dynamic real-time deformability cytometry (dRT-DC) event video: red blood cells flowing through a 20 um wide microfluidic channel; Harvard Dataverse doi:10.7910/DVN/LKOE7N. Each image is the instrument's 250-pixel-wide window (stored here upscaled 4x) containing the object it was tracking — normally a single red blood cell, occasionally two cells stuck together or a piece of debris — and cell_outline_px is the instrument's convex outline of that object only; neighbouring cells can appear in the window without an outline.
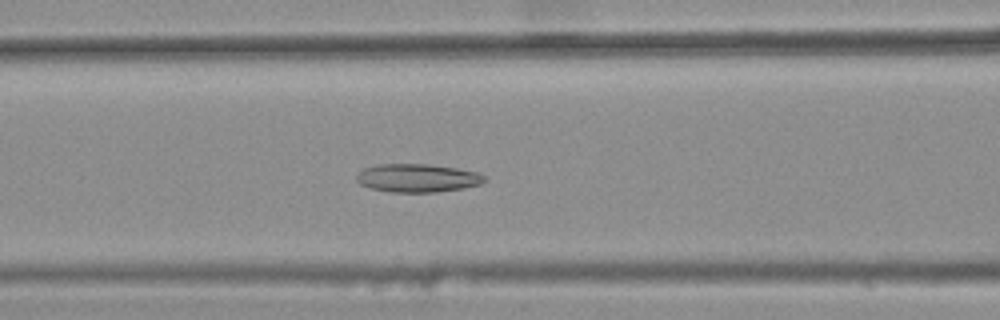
{"species": "common noctule bat (a hibernating species)", "species_latin": "Nyctalus noctula", "temperature_condition": "warm", "stored_images_in_passage": 33, "camera_frame_rate_fps": 3000, "um_per_image_px": 0.085, "animal": {"sex": "female", "body_mass_g": 25.1}, "frame": {"image": 1, "passage_image": 11, "time_ms": 3.333, "image_size_px": [1000, 320], "cell_outline_px": [[488, 180], [480, 184], [464, 188], [436, 192], [388, 192], [368, 188], [360, 184], [356, 180], [356, 176], [364, 168], [380, 164], [428, 164], [456, 168], [476, 172], [484, 176]], "centroid_in_image_um": [35.47, 15.14], "position_along_channel_um": 131.1, "area_um2": 21.15}}
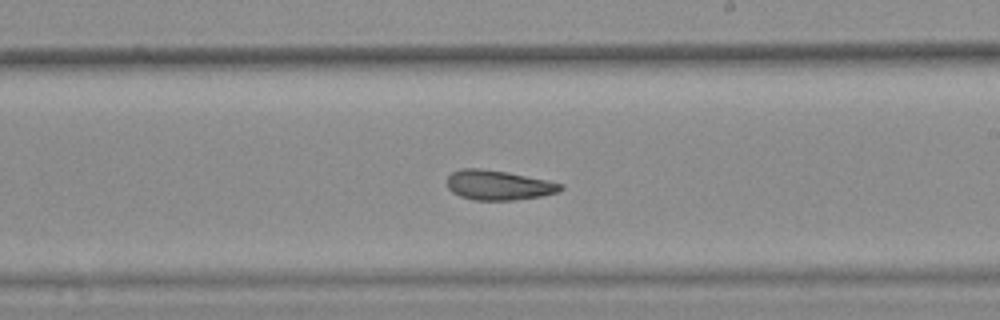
{"frame": {"image": 2, "passage_image": 20, "time_ms": 6.333, "image_size_px": [1000, 320], "cell_outline_px": [[564, 188], [560, 192], [540, 196], [512, 200], [476, 200], [460, 196], [452, 192], [448, 188], [448, 176], [452, 172], [460, 168], [480, 168], [508, 172], [548, 180], [564, 184]], "centroid_in_image_um": [42.39, 15.73], "position_along_channel_um": 246.6, "area_um2": 19.77}}
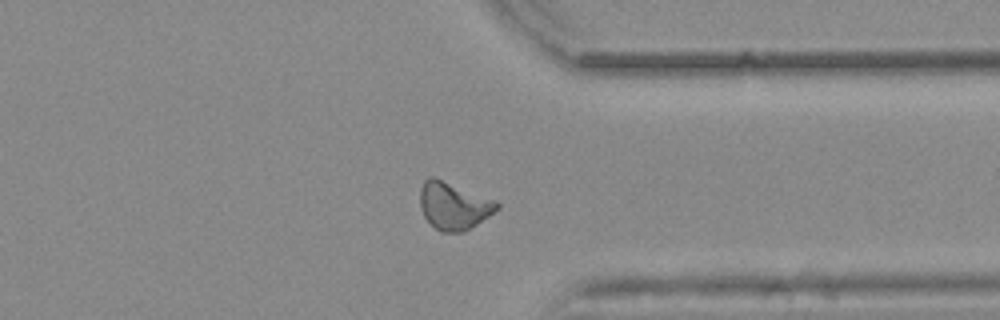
{"frame": {"image": 3, "passage_image": 30, "time_ms": 9.667, "image_size_px": [1000, 320], "cell_outline_px": [[500, 208], [464, 232], [440, 232], [424, 216], [420, 208], [420, 188], [424, 180], [428, 176], [432, 176], [496, 200], [500, 204]], "centroid_in_image_um": [38.55, 17.48], "position_along_channel_um": 372.8, "area_um2": 21.15}, "authors_computed_cell_mechanics": {"area_um2": 20.1144, "velocity_mm_per_s": 3.8605, "shape_relaxation_time_tau1_ms": null, "shape_relaxation_time_tau2_ms": 3.0596, "deformation_change_tau1": null, "deformation_change_tau2": 0.0959}}